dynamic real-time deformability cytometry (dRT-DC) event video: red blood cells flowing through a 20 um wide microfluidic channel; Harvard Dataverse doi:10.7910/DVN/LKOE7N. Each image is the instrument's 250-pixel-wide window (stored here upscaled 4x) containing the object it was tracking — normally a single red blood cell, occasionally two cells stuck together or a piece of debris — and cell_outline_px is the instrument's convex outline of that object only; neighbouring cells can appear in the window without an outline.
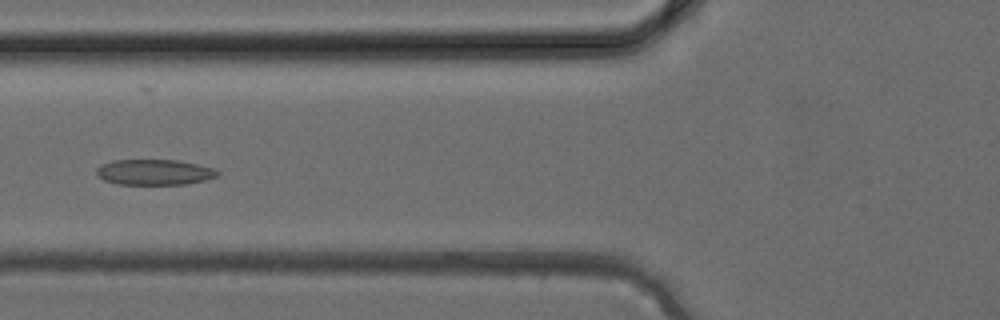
{"species": "common noctule bat (a hibernating species)", "species_latin": "Nyctalus noctula", "temperature_condition": "cold", "stored_images_in_passage": 26, "camera_frame_rate_fps": 3000, "um_per_image_px": 0.085, "animal": {"sex": "female", "body_mass_g": 24.6, "forearm_length_mm": 56.2}, "frame": {"image": 1, "passage_image": 3, "time_ms": 0.667, "image_size_px": [1000, 320], "cell_outline_px": [[220, 176], [188, 184], [116, 184], [104, 180], [96, 176], [96, 168], [100, 164], [112, 160], [176, 160], [196, 164], [212, 168], [220, 172]], "centroid_in_image_um": [13.08, 14.63], "position_along_channel_um": 112.7, "area_um2": 18.15}}
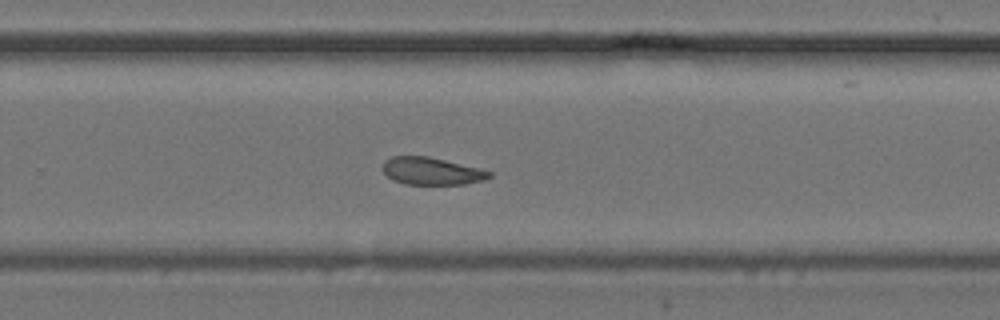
{"frame": {"image": 2, "passage_image": 13, "time_ms": 4.0, "image_size_px": [1000, 320], "cell_outline_px": [[492, 176], [484, 180], [464, 184], [404, 184], [392, 180], [384, 172], [384, 160], [392, 156], [428, 156], [480, 168], [492, 172]], "centroid_in_image_um": [36.7, 14.54], "position_along_channel_um": 293.1, "area_um2": 16.99}}
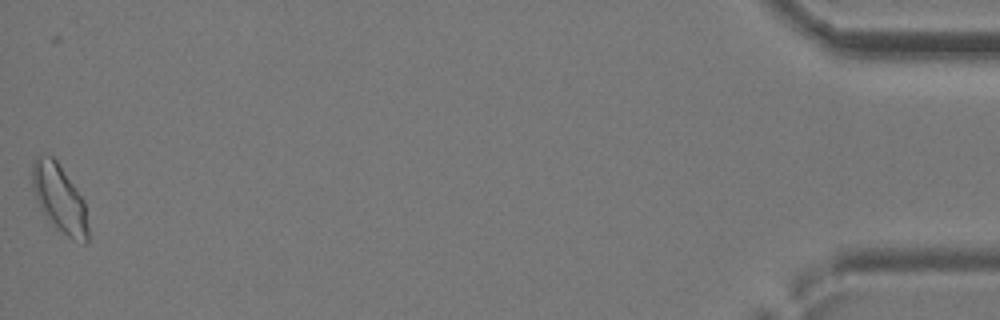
{"frame": {"image": 3, "passage_image": 26, "time_ms": 8.333, "image_size_px": [1000, 320], "cell_outline_px": [[88, 244], [84, 244], [72, 240], [56, 228], [44, 216], [36, 200], [32, 188], [32, 160], [36, 156], [52, 156], [56, 160], [84, 200], [88, 228]], "centroid_in_image_um": [5.04, 16.91], "position_along_channel_um": 430.2, "area_um2": 22.2}}